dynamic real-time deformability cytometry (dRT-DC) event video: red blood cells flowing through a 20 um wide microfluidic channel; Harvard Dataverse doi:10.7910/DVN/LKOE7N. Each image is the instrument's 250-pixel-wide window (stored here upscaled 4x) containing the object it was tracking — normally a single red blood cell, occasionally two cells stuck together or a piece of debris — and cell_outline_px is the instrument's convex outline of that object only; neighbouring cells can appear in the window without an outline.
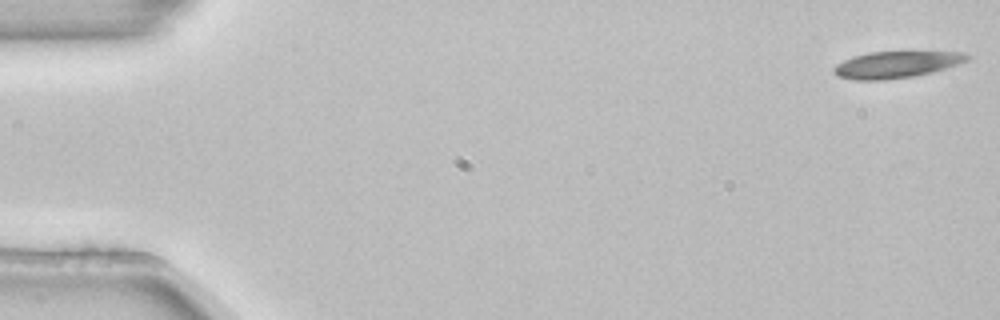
{"species": "common noctule bat (a hibernating species)", "species_latin": "Nyctalus noctula", "temperature_condition": "room temperature", "stored_images_in_passage": 4, "camera_frame_rate_fps": 3000, "um_per_image_px": 0.085, "animal": {"sex": "female", "body_mass_g": 22.7, "forearm_length_mm": 54.2}, "frame": {"image": 1, "passage_image": 1, "time_ms": 0.0, "image_size_px": [1000, 320], "cell_outline_px": [[972, 56], [968, 60], [960, 64], [932, 72], [916, 76], [884, 80], [852, 80], [836, 76], [832, 72], [832, 68], [836, 64], [852, 56], [868, 52], [964, 52]], "centroid_in_image_um": [76.16, 5.5], "position_along_channel_um": 8.8, "area_um2": 20.98}}
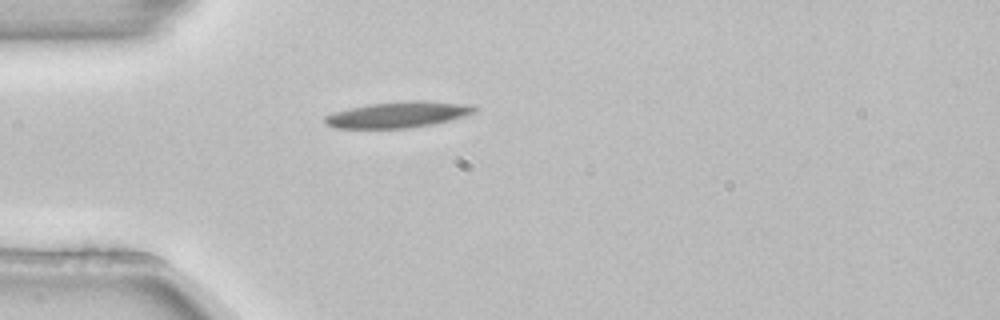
{"frame": {"image": 2, "passage_image": 4, "time_ms": 1.0, "image_size_px": [1000, 320], "cell_outline_px": [[480, 108], [476, 112], [464, 116], [432, 124], [408, 128], [332, 128], [324, 124], [324, 116], [336, 112], [368, 104], [464, 104]], "centroid_in_image_um": [33.71, 9.82], "position_along_channel_um": 51.3, "area_um2": 20.98}}